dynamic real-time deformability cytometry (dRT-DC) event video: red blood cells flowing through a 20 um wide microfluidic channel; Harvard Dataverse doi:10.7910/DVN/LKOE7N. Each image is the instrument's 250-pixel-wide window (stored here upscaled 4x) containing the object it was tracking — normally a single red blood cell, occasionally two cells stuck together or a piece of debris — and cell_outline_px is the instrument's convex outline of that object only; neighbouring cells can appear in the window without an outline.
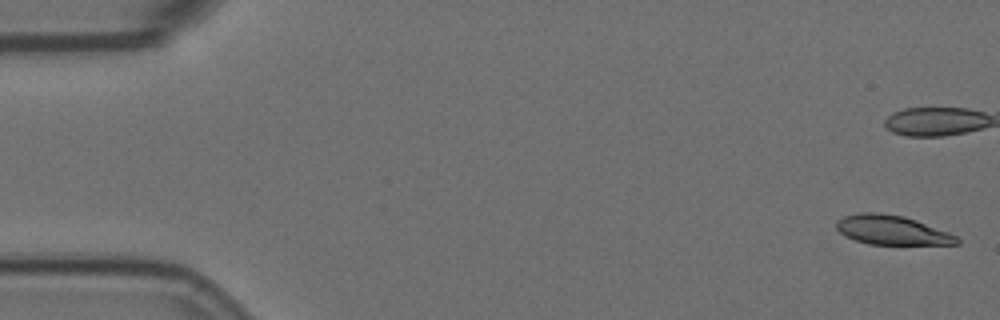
{"species": "Egyptian fruit bat (a non-hibernating species)", "species_latin": "Rousettus aegyptiacus", "temperature_condition": "room temperature", "stored_images_in_passage": 8, "camera_frame_rate_fps": 3000, "um_per_image_px": 0.085, "animal": {"sex": "female"}, "frame": {"image": 1, "passage_image": 1, "time_ms": 0.0, "image_size_px": [1000, 320], "cell_outline_px": [[960, 244], [868, 244], [856, 240], [840, 232], [836, 228], [836, 220], [844, 216], [860, 212], [880, 212], [904, 216], [916, 220], [948, 232], [956, 236], [960, 240]], "centroid_in_image_um": [75.8, 19.54], "position_along_channel_um": 9.2, "area_um2": 20.46}}
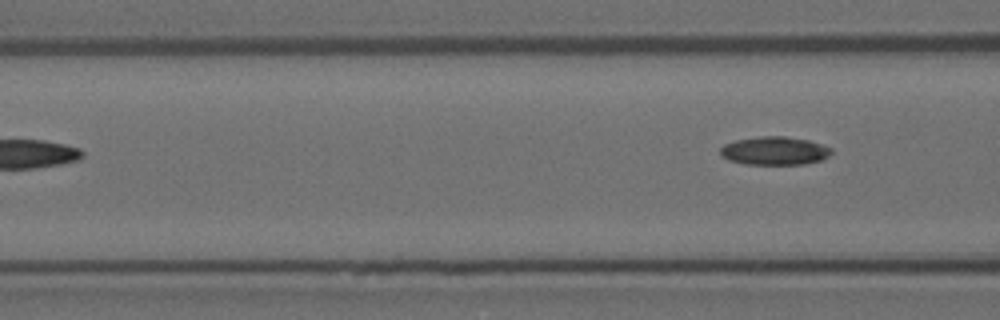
{"frame": {"image": 2, "passage_image": 8, "time_ms": 2.333, "image_size_px": [1000, 320], "cell_outline_px": [[832, 152], [828, 156], [820, 160], [804, 164], [744, 164], [728, 160], [720, 156], [720, 148], [724, 144], [736, 140], [760, 136], [784, 136], [808, 140], [832, 148]], "centroid_in_image_um": [65.8, 12.82], "position_along_channel_um": 100.8, "area_um2": 18.32}}